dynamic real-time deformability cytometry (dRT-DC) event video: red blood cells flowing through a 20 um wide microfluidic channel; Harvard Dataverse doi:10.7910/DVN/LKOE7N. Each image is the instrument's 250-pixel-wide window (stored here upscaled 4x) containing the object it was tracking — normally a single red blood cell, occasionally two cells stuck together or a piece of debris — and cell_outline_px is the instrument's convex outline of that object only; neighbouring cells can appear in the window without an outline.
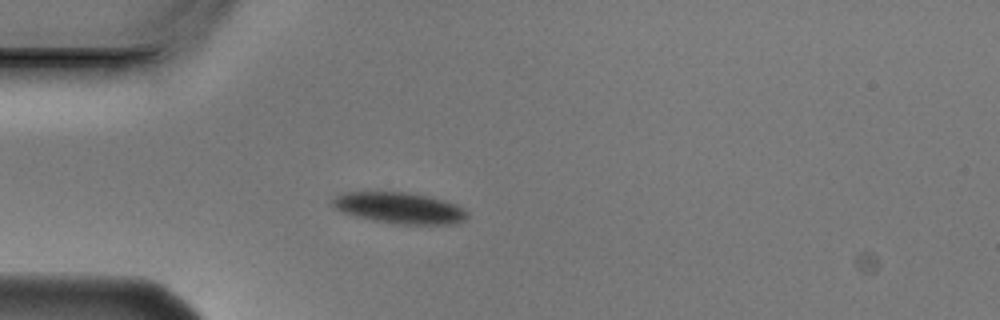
{"species": "Egyptian fruit bat (a non-hibernating species)", "species_latin": "Rousettus aegyptiacus", "temperature_condition": "cold", "stored_images_in_passage": 5, "camera_frame_rate_fps": 3000, "um_per_image_px": 0.085, "animal": {"sex": "male"}, "frame": {"image": 1, "passage_image": 4, "time_ms": 1.0, "image_size_px": [1000, 320], "cell_outline_px": [[468, 216], [464, 220], [456, 224], [396, 224], [372, 220], [340, 212], [332, 208], [328, 204], [328, 200], [344, 192], [404, 192], [428, 196], [456, 204], [468, 212]], "centroid_in_image_um": [33.88, 17.68], "position_along_channel_um": 51.1, "area_um2": 24.74}}